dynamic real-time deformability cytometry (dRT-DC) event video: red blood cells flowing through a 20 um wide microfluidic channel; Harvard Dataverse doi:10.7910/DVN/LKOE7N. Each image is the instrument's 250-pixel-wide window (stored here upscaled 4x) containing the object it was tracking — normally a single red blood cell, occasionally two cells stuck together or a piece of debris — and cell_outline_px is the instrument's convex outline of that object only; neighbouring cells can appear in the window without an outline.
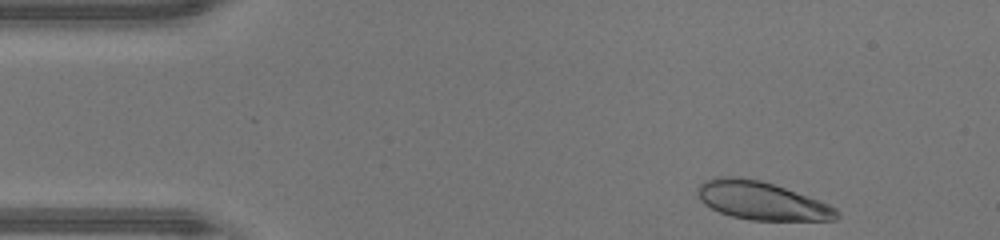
{"species": "human", "species_latin": "Homo sapiens", "temperature_condition": "warm", "stored_images_in_passage": 43, "camera_frame_rate_fps": 3000, "um_per_image_px": 0.085, "donor": {"sex": "male"}, "frame": {"image": 1, "passage_image": 2, "time_ms": 0.333, "image_size_px": [1000, 240], "cell_outline_px": [[840, 216], [836, 220], [748, 220], [732, 216], [720, 212], [704, 204], [700, 200], [696, 192], [696, 188], [704, 180], [712, 176], [740, 176], [760, 180], [784, 188], [828, 204], [836, 208], [840, 212]], "centroid_in_image_um": [64.68, 17.05], "position_along_channel_um": 20.3, "area_um2": 31.04}}
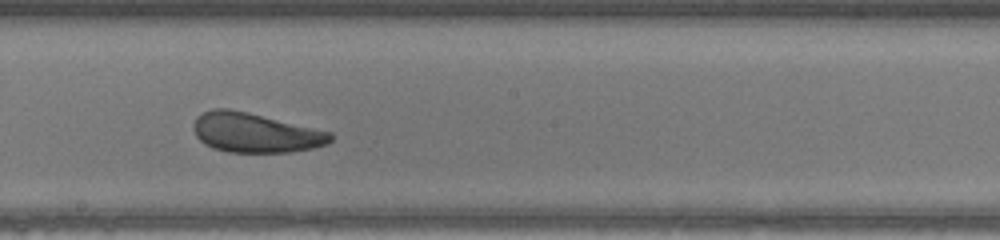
{"frame": {"image": 2, "passage_image": 22, "time_ms": 7.0, "image_size_px": [1000, 240], "cell_outline_px": [[332, 140], [328, 144], [312, 148], [292, 152], [228, 152], [212, 148], [204, 144], [196, 136], [192, 128], [192, 124], [196, 116], [212, 108], [228, 108], [248, 112], [332, 132]], "centroid_in_image_um": [21.66, 11.28], "position_along_channel_um": 226.5, "area_um2": 31.79}}
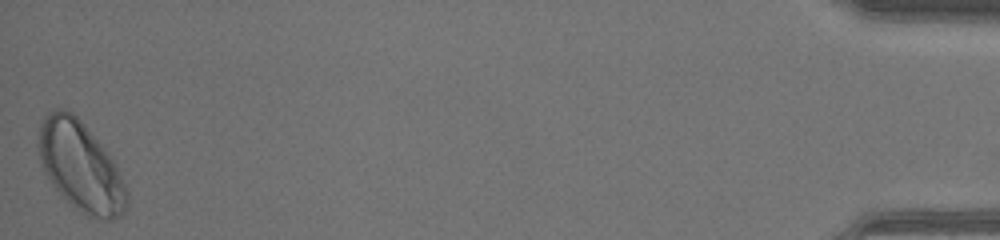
{"frame": {"image": 3, "passage_image": 43, "time_ms": 14.0, "image_size_px": [1000, 240], "cell_outline_px": [[128, 208], [120, 216], [112, 220], [104, 220], [88, 216], [80, 212], [56, 188], [44, 172], [40, 164], [36, 144], [40, 120], [48, 112], [56, 108], [64, 108], [72, 112], [84, 124], [104, 148], [116, 164], [128, 192]], "centroid_in_image_um": [6.83, 14.13], "position_along_channel_um": 428.4, "area_um2": 46.41}, "authors_computed_cell_mechanics": {"area_um2": 32.368, "velocity_mm_per_s": 4.3908, "shape_relaxation_time_tau1_ms": 3.3929, "shape_relaxation_time_tau2_ms": 0.7076, "deformation_change_tau1": 0.131, "deformation_change_tau2": 0.0491}}